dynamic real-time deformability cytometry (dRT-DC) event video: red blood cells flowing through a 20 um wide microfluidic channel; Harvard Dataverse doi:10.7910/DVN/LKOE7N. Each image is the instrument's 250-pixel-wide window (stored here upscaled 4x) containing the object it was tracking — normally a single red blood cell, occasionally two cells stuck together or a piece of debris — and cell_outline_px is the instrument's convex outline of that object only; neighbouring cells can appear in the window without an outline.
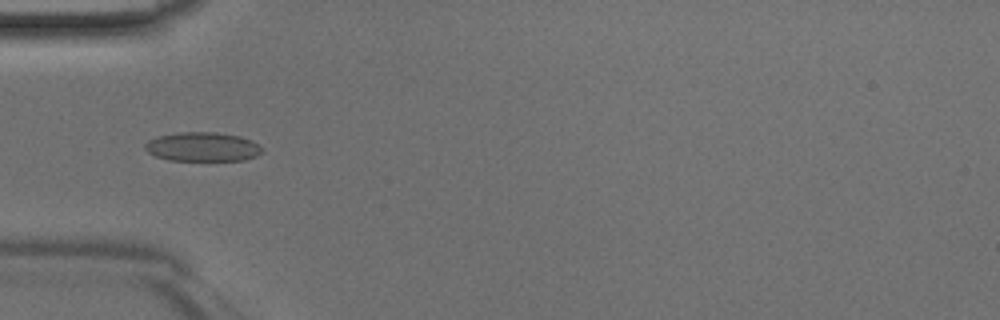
{"species": "Egyptian fruit bat (a non-hibernating species)", "species_latin": "Rousettus aegyptiacus", "temperature_condition": "room temperature", "stored_images_in_passage": 46, "camera_frame_rate_fps": 3000, "um_per_image_px": 0.085, "animal": {"sex": "male"}, "frame": {"image": 1, "passage_image": 15, "time_ms": 4.667, "image_size_px": [1000, 320], "cell_outline_px": [[264, 152], [256, 156], [244, 160], [168, 160], [156, 156], [148, 152], [144, 148], [144, 144], [148, 140], [160, 136], [180, 132], [216, 132], [240, 136], [252, 140], [260, 144], [264, 148]], "centroid_in_image_um": [17.27, 12.48], "position_along_channel_um": 67.7, "area_um2": 20.0}}
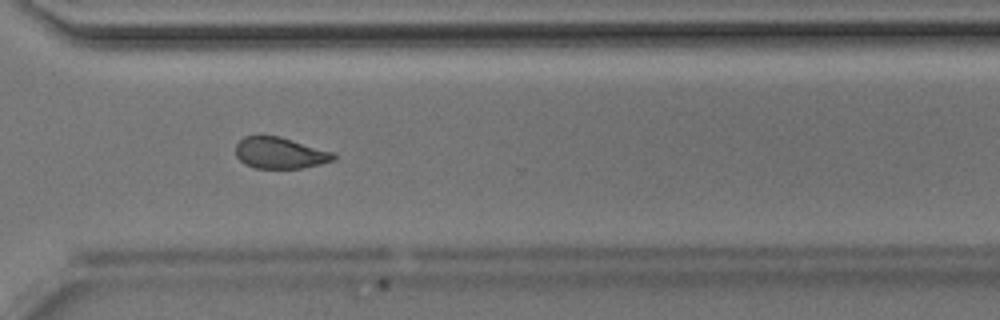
{"frame": {"image": 2, "passage_image": 34, "time_ms": 11.0, "image_size_px": [1000, 320], "cell_outline_px": [[336, 160], [320, 164], [300, 168], [256, 168], [244, 164], [236, 156], [236, 144], [244, 136], [280, 136], [336, 152]], "centroid_in_image_um": [23.84, 13.0], "position_along_channel_um": 346.8, "area_um2": 18.03}}
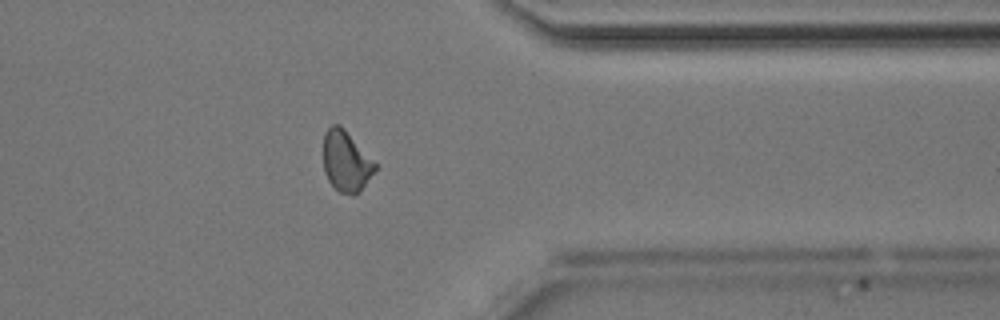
{"frame": {"image": 3, "passage_image": 37, "time_ms": 12.0, "image_size_px": [1000, 320], "cell_outline_px": [[376, 168], [364, 184], [352, 196], [340, 192], [328, 180], [324, 172], [324, 132], [332, 124], [340, 124], [344, 128], [376, 164]], "centroid_in_image_um": [29.37, 13.68], "position_along_channel_um": 382.0, "area_um2": 17.8}}